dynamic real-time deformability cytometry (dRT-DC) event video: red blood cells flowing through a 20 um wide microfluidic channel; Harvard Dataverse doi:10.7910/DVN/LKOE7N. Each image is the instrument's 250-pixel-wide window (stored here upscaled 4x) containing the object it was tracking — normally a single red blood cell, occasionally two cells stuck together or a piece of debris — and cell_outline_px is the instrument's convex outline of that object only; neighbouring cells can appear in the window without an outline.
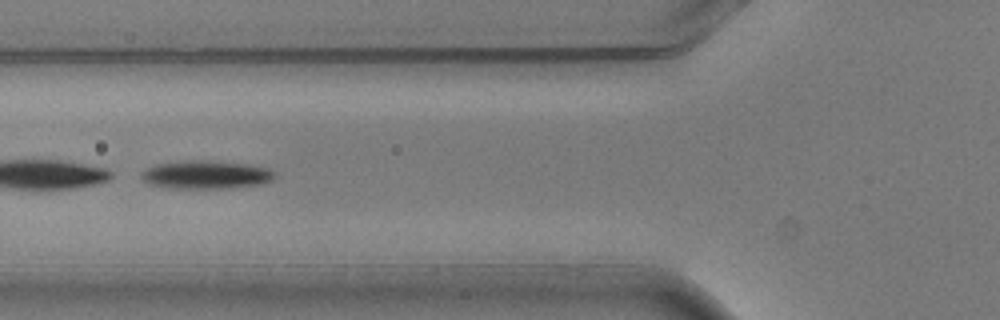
{"species": "common noctule bat (a hibernating species)", "species_latin": "Nyctalus noctula", "temperature_condition": "warm", "stored_images_in_passage": 7, "camera_frame_rate_fps": 3000, "um_per_image_px": 0.085, "animal": {"sex": "male", "body_mass_g": 20.5, "forearm_length_mm": 52.5}, "frame": {"image": 1, "passage_image": 5, "time_ms": 1.333, "image_size_px": [1000, 320], "cell_outline_px": [[276, 176], [272, 180], [264, 184], [228, 188], [168, 188], [148, 184], [140, 176], [140, 172], [144, 168], [156, 164], [180, 160], [208, 160], [248, 164], [268, 168], [276, 172]], "centroid_in_image_um": [17.49, 14.84], "position_along_channel_um": 108.3, "area_um2": 22.43}}
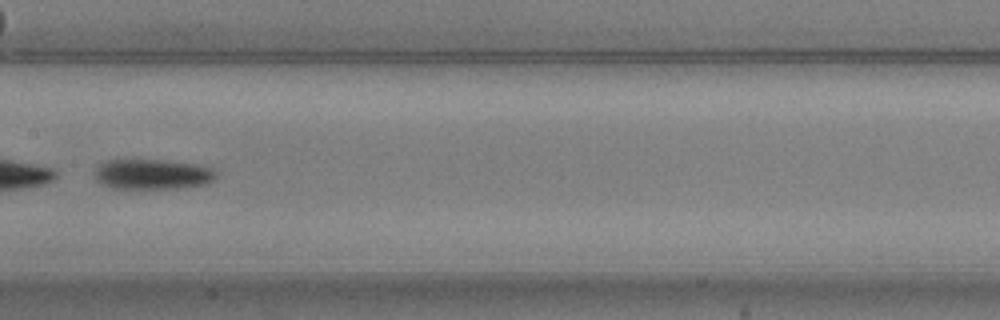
{"frame": {"image": 2, "passage_image": 7, "time_ms": 2.0, "image_size_px": [1000, 320], "cell_outline_px": [[216, 180], [208, 184], [184, 188], [112, 188], [100, 184], [96, 180], [96, 164], [104, 160], [124, 156], [168, 160], [200, 164], [212, 168], [216, 172]], "centroid_in_image_um": [12.92, 14.75], "position_along_channel_um": 194.5, "area_um2": 22.77}}